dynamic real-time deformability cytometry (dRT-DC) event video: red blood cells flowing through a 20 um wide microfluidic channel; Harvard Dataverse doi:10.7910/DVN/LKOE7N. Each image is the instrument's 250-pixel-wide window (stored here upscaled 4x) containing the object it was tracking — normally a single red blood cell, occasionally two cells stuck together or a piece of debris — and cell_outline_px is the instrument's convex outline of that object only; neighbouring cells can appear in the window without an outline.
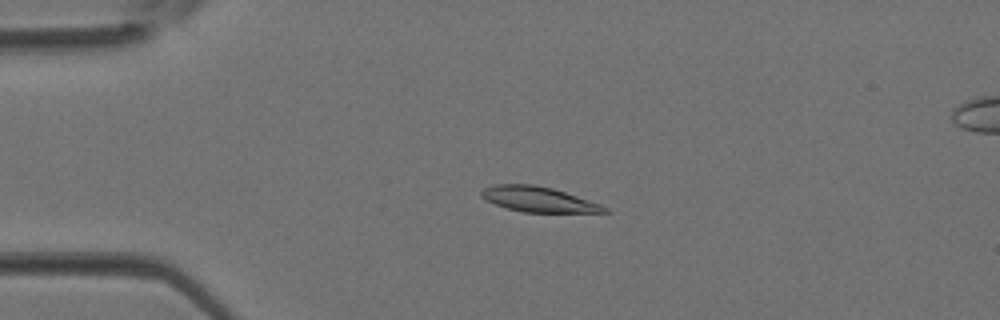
{"species": "Egyptian fruit bat (a non-hibernating species)", "species_latin": "Rousettus aegyptiacus", "temperature_condition": "room temperature", "stored_images_in_passage": 2, "camera_frame_rate_fps": 3000, "um_per_image_px": 0.085, "animal": {"sex": "female"}, "frame": {"image": 1, "passage_image": 1, "time_ms": 0.0, "image_size_px": [1000, 320], "cell_outline_px": [[612, 212], [524, 212], [508, 208], [484, 200], [480, 196], [480, 192], [484, 188], [496, 184], [532, 184], [552, 188], [600, 204], [608, 208]], "centroid_in_image_um": [45.73, 16.94], "position_along_channel_um": 39.3, "area_um2": 17.86}}